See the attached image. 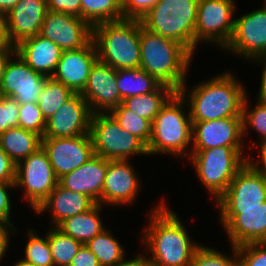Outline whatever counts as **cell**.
Instances as JSON below:
<instances>
[{
    "mask_svg": "<svg viewBox=\"0 0 266 266\" xmlns=\"http://www.w3.org/2000/svg\"><path fill=\"white\" fill-rule=\"evenodd\" d=\"M241 84L232 73L224 72L205 82L201 81L189 92L185 83L178 92L186 99L187 107L189 105L192 122L242 117L244 100L248 94Z\"/></svg>",
    "mask_w": 266,
    "mask_h": 266,
    "instance_id": "7a4b0ae2",
    "label": "cell"
},
{
    "mask_svg": "<svg viewBox=\"0 0 266 266\" xmlns=\"http://www.w3.org/2000/svg\"><path fill=\"white\" fill-rule=\"evenodd\" d=\"M74 94L70 88L61 82L48 77L37 101L45 120L54 115L60 106L67 102Z\"/></svg>",
    "mask_w": 266,
    "mask_h": 266,
    "instance_id": "1f68e13d",
    "label": "cell"
},
{
    "mask_svg": "<svg viewBox=\"0 0 266 266\" xmlns=\"http://www.w3.org/2000/svg\"><path fill=\"white\" fill-rule=\"evenodd\" d=\"M116 83L122 100L156 91L162 83L145 70L119 69L116 74Z\"/></svg>",
    "mask_w": 266,
    "mask_h": 266,
    "instance_id": "83f0119b",
    "label": "cell"
},
{
    "mask_svg": "<svg viewBox=\"0 0 266 266\" xmlns=\"http://www.w3.org/2000/svg\"><path fill=\"white\" fill-rule=\"evenodd\" d=\"M239 266H266V242L237 247Z\"/></svg>",
    "mask_w": 266,
    "mask_h": 266,
    "instance_id": "f35d334b",
    "label": "cell"
},
{
    "mask_svg": "<svg viewBox=\"0 0 266 266\" xmlns=\"http://www.w3.org/2000/svg\"><path fill=\"white\" fill-rule=\"evenodd\" d=\"M231 247L233 258L200 244L194 251L190 266H239L237 247Z\"/></svg>",
    "mask_w": 266,
    "mask_h": 266,
    "instance_id": "d590c367",
    "label": "cell"
},
{
    "mask_svg": "<svg viewBox=\"0 0 266 266\" xmlns=\"http://www.w3.org/2000/svg\"><path fill=\"white\" fill-rule=\"evenodd\" d=\"M14 57L9 59L5 69L0 95L14 98L19 104L37 103L48 77L34 71L17 54Z\"/></svg>",
    "mask_w": 266,
    "mask_h": 266,
    "instance_id": "9a60e30c",
    "label": "cell"
},
{
    "mask_svg": "<svg viewBox=\"0 0 266 266\" xmlns=\"http://www.w3.org/2000/svg\"><path fill=\"white\" fill-rule=\"evenodd\" d=\"M15 230V227L10 225L7 221L0 219V262L9 246L8 243L10 242L9 239L11 237L9 234H11L12 231L15 232Z\"/></svg>",
    "mask_w": 266,
    "mask_h": 266,
    "instance_id": "7dc6e473",
    "label": "cell"
},
{
    "mask_svg": "<svg viewBox=\"0 0 266 266\" xmlns=\"http://www.w3.org/2000/svg\"><path fill=\"white\" fill-rule=\"evenodd\" d=\"M97 60L96 45L91 39L83 48L63 51L52 78L74 93H81Z\"/></svg>",
    "mask_w": 266,
    "mask_h": 266,
    "instance_id": "ffe728a7",
    "label": "cell"
},
{
    "mask_svg": "<svg viewBox=\"0 0 266 266\" xmlns=\"http://www.w3.org/2000/svg\"><path fill=\"white\" fill-rule=\"evenodd\" d=\"M42 137L21 127H12L0 135L2 150L16 165L41 147Z\"/></svg>",
    "mask_w": 266,
    "mask_h": 266,
    "instance_id": "4316f807",
    "label": "cell"
},
{
    "mask_svg": "<svg viewBox=\"0 0 266 266\" xmlns=\"http://www.w3.org/2000/svg\"><path fill=\"white\" fill-rule=\"evenodd\" d=\"M98 60L116 70L140 68V20L123 19L92 27Z\"/></svg>",
    "mask_w": 266,
    "mask_h": 266,
    "instance_id": "277c9868",
    "label": "cell"
},
{
    "mask_svg": "<svg viewBox=\"0 0 266 266\" xmlns=\"http://www.w3.org/2000/svg\"><path fill=\"white\" fill-rule=\"evenodd\" d=\"M19 127L35 132L43 137L46 120L37 103L20 104Z\"/></svg>",
    "mask_w": 266,
    "mask_h": 266,
    "instance_id": "74e56055",
    "label": "cell"
},
{
    "mask_svg": "<svg viewBox=\"0 0 266 266\" xmlns=\"http://www.w3.org/2000/svg\"><path fill=\"white\" fill-rule=\"evenodd\" d=\"M185 105L186 99L175 92L162 106L152 122L148 155L161 152L160 154H173L187 159L190 157L191 151L185 149L192 143V121L190 113L184 111V107L187 108Z\"/></svg>",
    "mask_w": 266,
    "mask_h": 266,
    "instance_id": "5b68a950",
    "label": "cell"
},
{
    "mask_svg": "<svg viewBox=\"0 0 266 266\" xmlns=\"http://www.w3.org/2000/svg\"><path fill=\"white\" fill-rule=\"evenodd\" d=\"M15 189V183L0 182V219L7 221L10 225L14 227L11 223L10 212H11V200L8 194V189Z\"/></svg>",
    "mask_w": 266,
    "mask_h": 266,
    "instance_id": "7bdbcfd3",
    "label": "cell"
},
{
    "mask_svg": "<svg viewBox=\"0 0 266 266\" xmlns=\"http://www.w3.org/2000/svg\"><path fill=\"white\" fill-rule=\"evenodd\" d=\"M118 266H149V264L147 263L144 254H138L137 257L130 260L128 258V260Z\"/></svg>",
    "mask_w": 266,
    "mask_h": 266,
    "instance_id": "816d5d0a",
    "label": "cell"
},
{
    "mask_svg": "<svg viewBox=\"0 0 266 266\" xmlns=\"http://www.w3.org/2000/svg\"><path fill=\"white\" fill-rule=\"evenodd\" d=\"M159 204L151 210L143 233V244L152 255L145 259L149 266H190L199 244L192 242L178 214L165 203Z\"/></svg>",
    "mask_w": 266,
    "mask_h": 266,
    "instance_id": "6da1fadb",
    "label": "cell"
},
{
    "mask_svg": "<svg viewBox=\"0 0 266 266\" xmlns=\"http://www.w3.org/2000/svg\"><path fill=\"white\" fill-rule=\"evenodd\" d=\"M19 0H0V14L7 15Z\"/></svg>",
    "mask_w": 266,
    "mask_h": 266,
    "instance_id": "f5cc1de1",
    "label": "cell"
},
{
    "mask_svg": "<svg viewBox=\"0 0 266 266\" xmlns=\"http://www.w3.org/2000/svg\"><path fill=\"white\" fill-rule=\"evenodd\" d=\"M49 11L62 12L81 18L80 0H47Z\"/></svg>",
    "mask_w": 266,
    "mask_h": 266,
    "instance_id": "b9f144b4",
    "label": "cell"
},
{
    "mask_svg": "<svg viewBox=\"0 0 266 266\" xmlns=\"http://www.w3.org/2000/svg\"><path fill=\"white\" fill-rule=\"evenodd\" d=\"M125 131L133 134L148 146L152 135V122L138 116L122 103L109 112Z\"/></svg>",
    "mask_w": 266,
    "mask_h": 266,
    "instance_id": "836d02e7",
    "label": "cell"
},
{
    "mask_svg": "<svg viewBox=\"0 0 266 266\" xmlns=\"http://www.w3.org/2000/svg\"><path fill=\"white\" fill-rule=\"evenodd\" d=\"M47 12V0H19L6 15L11 41L17 45L38 35Z\"/></svg>",
    "mask_w": 266,
    "mask_h": 266,
    "instance_id": "603a6c76",
    "label": "cell"
},
{
    "mask_svg": "<svg viewBox=\"0 0 266 266\" xmlns=\"http://www.w3.org/2000/svg\"><path fill=\"white\" fill-rule=\"evenodd\" d=\"M129 160H109L102 189V205L133 204L140 180Z\"/></svg>",
    "mask_w": 266,
    "mask_h": 266,
    "instance_id": "44dd1931",
    "label": "cell"
},
{
    "mask_svg": "<svg viewBox=\"0 0 266 266\" xmlns=\"http://www.w3.org/2000/svg\"><path fill=\"white\" fill-rule=\"evenodd\" d=\"M13 266H35L32 263H30L29 261L25 260V259H20L18 262L15 263V265Z\"/></svg>",
    "mask_w": 266,
    "mask_h": 266,
    "instance_id": "db71d44e",
    "label": "cell"
},
{
    "mask_svg": "<svg viewBox=\"0 0 266 266\" xmlns=\"http://www.w3.org/2000/svg\"><path fill=\"white\" fill-rule=\"evenodd\" d=\"M58 184L59 179L42 147L16 164L15 187L25 188L24 198L34 211Z\"/></svg>",
    "mask_w": 266,
    "mask_h": 266,
    "instance_id": "9c48e42d",
    "label": "cell"
},
{
    "mask_svg": "<svg viewBox=\"0 0 266 266\" xmlns=\"http://www.w3.org/2000/svg\"><path fill=\"white\" fill-rule=\"evenodd\" d=\"M247 95L243 104V136L248 133V127H252L259 133L260 141L266 139V102L257 99L256 105L252 109H248Z\"/></svg>",
    "mask_w": 266,
    "mask_h": 266,
    "instance_id": "8d00e7d4",
    "label": "cell"
},
{
    "mask_svg": "<svg viewBox=\"0 0 266 266\" xmlns=\"http://www.w3.org/2000/svg\"><path fill=\"white\" fill-rule=\"evenodd\" d=\"M41 147L58 179L82 166L95 155L90 133L66 138L42 137Z\"/></svg>",
    "mask_w": 266,
    "mask_h": 266,
    "instance_id": "4fadbf2b",
    "label": "cell"
},
{
    "mask_svg": "<svg viewBox=\"0 0 266 266\" xmlns=\"http://www.w3.org/2000/svg\"><path fill=\"white\" fill-rule=\"evenodd\" d=\"M109 160L94 155L82 166L59 179L64 188L83 193L102 205V189Z\"/></svg>",
    "mask_w": 266,
    "mask_h": 266,
    "instance_id": "7402d4cb",
    "label": "cell"
},
{
    "mask_svg": "<svg viewBox=\"0 0 266 266\" xmlns=\"http://www.w3.org/2000/svg\"><path fill=\"white\" fill-rule=\"evenodd\" d=\"M235 0H199L195 26V50L197 44L212 42L224 48L234 30Z\"/></svg>",
    "mask_w": 266,
    "mask_h": 266,
    "instance_id": "30bf717a",
    "label": "cell"
},
{
    "mask_svg": "<svg viewBox=\"0 0 266 266\" xmlns=\"http://www.w3.org/2000/svg\"><path fill=\"white\" fill-rule=\"evenodd\" d=\"M243 118L226 117L217 120L192 122V149L243 147Z\"/></svg>",
    "mask_w": 266,
    "mask_h": 266,
    "instance_id": "ac0fdd59",
    "label": "cell"
},
{
    "mask_svg": "<svg viewBox=\"0 0 266 266\" xmlns=\"http://www.w3.org/2000/svg\"><path fill=\"white\" fill-rule=\"evenodd\" d=\"M20 104L11 97L0 95V135L12 127H19Z\"/></svg>",
    "mask_w": 266,
    "mask_h": 266,
    "instance_id": "ab89813d",
    "label": "cell"
},
{
    "mask_svg": "<svg viewBox=\"0 0 266 266\" xmlns=\"http://www.w3.org/2000/svg\"><path fill=\"white\" fill-rule=\"evenodd\" d=\"M116 74V69L99 60L92 66L87 84L80 94L93 114L109 113L121 104Z\"/></svg>",
    "mask_w": 266,
    "mask_h": 266,
    "instance_id": "d6986e66",
    "label": "cell"
},
{
    "mask_svg": "<svg viewBox=\"0 0 266 266\" xmlns=\"http://www.w3.org/2000/svg\"><path fill=\"white\" fill-rule=\"evenodd\" d=\"M16 54L34 71L52 77L63 50L40 34L26 38L15 45Z\"/></svg>",
    "mask_w": 266,
    "mask_h": 266,
    "instance_id": "cb8c5ba5",
    "label": "cell"
},
{
    "mask_svg": "<svg viewBox=\"0 0 266 266\" xmlns=\"http://www.w3.org/2000/svg\"><path fill=\"white\" fill-rule=\"evenodd\" d=\"M81 19L91 27L103 22L124 19L122 0H80Z\"/></svg>",
    "mask_w": 266,
    "mask_h": 266,
    "instance_id": "4dcf8cb0",
    "label": "cell"
},
{
    "mask_svg": "<svg viewBox=\"0 0 266 266\" xmlns=\"http://www.w3.org/2000/svg\"><path fill=\"white\" fill-rule=\"evenodd\" d=\"M95 204L89 196L70 191L58 184L35 213L42 214L45 211H50L52 223L54 227H57L65 219L84 213Z\"/></svg>",
    "mask_w": 266,
    "mask_h": 266,
    "instance_id": "d4e9b609",
    "label": "cell"
},
{
    "mask_svg": "<svg viewBox=\"0 0 266 266\" xmlns=\"http://www.w3.org/2000/svg\"><path fill=\"white\" fill-rule=\"evenodd\" d=\"M16 51H0V85L4 76L8 61L12 56H15Z\"/></svg>",
    "mask_w": 266,
    "mask_h": 266,
    "instance_id": "f907efd6",
    "label": "cell"
},
{
    "mask_svg": "<svg viewBox=\"0 0 266 266\" xmlns=\"http://www.w3.org/2000/svg\"><path fill=\"white\" fill-rule=\"evenodd\" d=\"M48 243L54 266H70L82 243L64 234L57 227H50Z\"/></svg>",
    "mask_w": 266,
    "mask_h": 266,
    "instance_id": "d6a6232c",
    "label": "cell"
},
{
    "mask_svg": "<svg viewBox=\"0 0 266 266\" xmlns=\"http://www.w3.org/2000/svg\"><path fill=\"white\" fill-rule=\"evenodd\" d=\"M92 112L80 93H75L46 120L43 137L66 138L90 133Z\"/></svg>",
    "mask_w": 266,
    "mask_h": 266,
    "instance_id": "e0dca14e",
    "label": "cell"
},
{
    "mask_svg": "<svg viewBox=\"0 0 266 266\" xmlns=\"http://www.w3.org/2000/svg\"><path fill=\"white\" fill-rule=\"evenodd\" d=\"M108 229H104L85 245L96 256L100 266H118L124 263V247L117 241Z\"/></svg>",
    "mask_w": 266,
    "mask_h": 266,
    "instance_id": "f546056e",
    "label": "cell"
},
{
    "mask_svg": "<svg viewBox=\"0 0 266 266\" xmlns=\"http://www.w3.org/2000/svg\"><path fill=\"white\" fill-rule=\"evenodd\" d=\"M0 51H16L7 27L6 16L0 14Z\"/></svg>",
    "mask_w": 266,
    "mask_h": 266,
    "instance_id": "bcb514c9",
    "label": "cell"
},
{
    "mask_svg": "<svg viewBox=\"0 0 266 266\" xmlns=\"http://www.w3.org/2000/svg\"><path fill=\"white\" fill-rule=\"evenodd\" d=\"M94 154L107 160H129L134 155H148L147 146L125 131L110 113H94L90 122Z\"/></svg>",
    "mask_w": 266,
    "mask_h": 266,
    "instance_id": "ba28073f",
    "label": "cell"
},
{
    "mask_svg": "<svg viewBox=\"0 0 266 266\" xmlns=\"http://www.w3.org/2000/svg\"><path fill=\"white\" fill-rule=\"evenodd\" d=\"M159 0H122L124 19L141 20Z\"/></svg>",
    "mask_w": 266,
    "mask_h": 266,
    "instance_id": "60d3db41",
    "label": "cell"
},
{
    "mask_svg": "<svg viewBox=\"0 0 266 266\" xmlns=\"http://www.w3.org/2000/svg\"><path fill=\"white\" fill-rule=\"evenodd\" d=\"M256 147L259 149L260 151V158L259 160H257L256 162L254 160H250L251 158H249L248 162L258 171L264 172L266 174V139L259 142L257 144L256 142ZM262 163L261 166H259L258 164Z\"/></svg>",
    "mask_w": 266,
    "mask_h": 266,
    "instance_id": "c3c4849f",
    "label": "cell"
},
{
    "mask_svg": "<svg viewBox=\"0 0 266 266\" xmlns=\"http://www.w3.org/2000/svg\"><path fill=\"white\" fill-rule=\"evenodd\" d=\"M140 69L176 92L185 78L193 54L179 42L145 29L140 20Z\"/></svg>",
    "mask_w": 266,
    "mask_h": 266,
    "instance_id": "3957f363",
    "label": "cell"
},
{
    "mask_svg": "<svg viewBox=\"0 0 266 266\" xmlns=\"http://www.w3.org/2000/svg\"><path fill=\"white\" fill-rule=\"evenodd\" d=\"M101 209L103 205L96 203L88 211L65 219L57 228L82 244H86L106 229L100 217Z\"/></svg>",
    "mask_w": 266,
    "mask_h": 266,
    "instance_id": "484cf974",
    "label": "cell"
},
{
    "mask_svg": "<svg viewBox=\"0 0 266 266\" xmlns=\"http://www.w3.org/2000/svg\"><path fill=\"white\" fill-rule=\"evenodd\" d=\"M234 19L233 34L224 49L254 62L266 57V6Z\"/></svg>",
    "mask_w": 266,
    "mask_h": 266,
    "instance_id": "8fae6325",
    "label": "cell"
},
{
    "mask_svg": "<svg viewBox=\"0 0 266 266\" xmlns=\"http://www.w3.org/2000/svg\"><path fill=\"white\" fill-rule=\"evenodd\" d=\"M176 91L162 84L156 91L122 100V104L138 116L154 121L162 106Z\"/></svg>",
    "mask_w": 266,
    "mask_h": 266,
    "instance_id": "f1b7e54d",
    "label": "cell"
},
{
    "mask_svg": "<svg viewBox=\"0 0 266 266\" xmlns=\"http://www.w3.org/2000/svg\"><path fill=\"white\" fill-rule=\"evenodd\" d=\"M33 230H28V242L25 245V257L35 266H54L47 234L45 238L39 237Z\"/></svg>",
    "mask_w": 266,
    "mask_h": 266,
    "instance_id": "e575fe53",
    "label": "cell"
},
{
    "mask_svg": "<svg viewBox=\"0 0 266 266\" xmlns=\"http://www.w3.org/2000/svg\"><path fill=\"white\" fill-rule=\"evenodd\" d=\"M266 201V174L249 162L235 175L216 201L219 208L259 207Z\"/></svg>",
    "mask_w": 266,
    "mask_h": 266,
    "instance_id": "5bb4252c",
    "label": "cell"
},
{
    "mask_svg": "<svg viewBox=\"0 0 266 266\" xmlns=\"http://www.w3.org/2000/svg\"><path fill=\"white\" fill-rule=\"evenodd\" d=\"M70 266H100V264L89 248L85 244H82L72 259Z\"/></svg>",
    "mask_w": 266,
    "mask_h": 266,
    "instance_id": "f6af8a7d",
    "label": "cell"
},
{
    "mask_svg": "<svg viewBox=\"0 0 266 266\" xmlns=\"http://www.w3.org/2000/svg\"><path fill=\"white\" fill-rule=\"evenodd\" d=\"M231 246L266 242V201L259 207L219 208Z\"/></svg>",
    "mask_w": 266,
    "mask_h": 266,
    "instance_id": "7c38bea8",
    "label": "cell"
},
{
    "mask_svg": "<svg viewBox=\"0 0 266 266\" xmlns=\"http://www.w3.org/2000/svg\"><path fill=\"white\" fill-rule=\"evenodd\" d=\"M199 0H159L141 19L148 31L175 40L195 53Z\"/></svg>",
    "mask_w": 266,
    "mask_h": 266,
    "instance_id": "8992f818",
    "label": "cell"
},
{
    "mask_svg": "<svg viewBox=\"0 0 266 266\" xmlns=\"http://www.w3.org/2000/svg\"><path fill=\"white\" fill-rule=\"evenodd\" d=\"M16 165L0 146V182L15 183Z\"/></svg>",
    "mask_w": 266,
    "mask_h": 266,
    "instance_id": "ee69618b",
    "label": "cell"
},
{
    "mask_svg": "<svg viewBox=\"0 0 266 266\" xmlns=\"http://www.w3.org/2000/svg\"><path fill=\"white\" fill-rule=\"evenodd\" d=\"M263 62L264 68L262 70V76H261V84L259 88V93L257 98L260 99L263 102H266V57L260 58L256 60V62Z\"/></svg>",
    "mask_w": 266,
    "mask_h": 266,
    "instance_id": "681fc988",
    "label": "cell"
},
{
    "mask_svg": "<svg viewBox=\"0 0 266 266\" xmlns=\"http://www.w3.org/2000/svg\"><path fill=\"white\" fill-rule=\"evenodd\" d=\"M244 147H215L190 150L189 161L194 165L200 182L215 202L224 194L235 175L248 163L243 156Z\"/></svg>",
    "mask_w": 266,
    "mask_h": 266,
    "instance_id": "52a82bcc",
    "label": "cell"
},
{
    "mask_svg": "<svg viewBox=\"0 0 266 266\" xmlns=\"http://www.w3.org/2000/svg\"><path fill=\"white\" fill-rule=\"evenodd\" d=\"M63 51L83 48L92 39V27L83 19L62 12H47L39 33Z\"/></svg>",
    "mask_w": 266,
    "mask_h": 266,
    "instance_id": "2e32d148",
    "label": "cell"
}]
</instances>
